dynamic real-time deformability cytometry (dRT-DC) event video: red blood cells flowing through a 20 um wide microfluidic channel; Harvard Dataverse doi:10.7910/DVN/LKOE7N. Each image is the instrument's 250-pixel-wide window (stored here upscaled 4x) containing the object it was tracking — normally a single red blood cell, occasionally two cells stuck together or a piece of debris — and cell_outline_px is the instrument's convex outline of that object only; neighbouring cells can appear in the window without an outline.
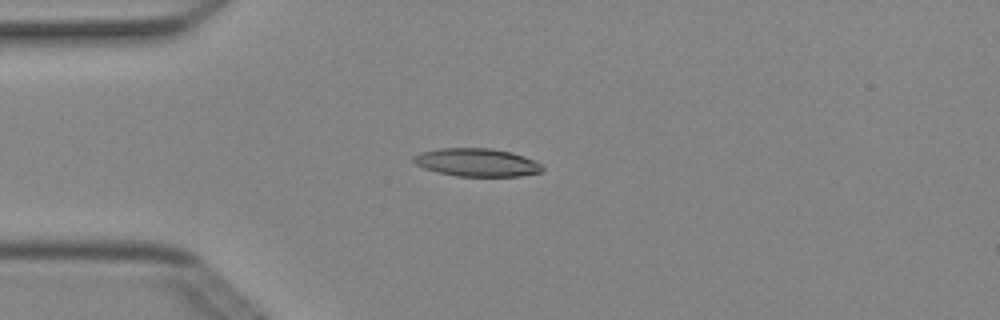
{"species": "Egyptian fruit bat (a non-hibernating species)", "species_latin": "Rousettus aegyptiacus", "temperature_condition": "cold", "stored_images_in_passage": 4, "camera_frame_rate_fps": 3000, "um_per_image_px": 0.085, "animal": {"sex": "female"}, "frame": {"image": 1, "passage_image": 4, "time_ms": 1.0, "image_size_px": [1000, 320], "cell_outline_px": [[544, 168], [540, 172], [520, 176], [456, 176], [424, 168], [416, 164], [412, 160], [420, 152], [440, 148], [492, 148], [512, 152], [524, 156], [544, 164]], "centroid_in_image_um": [40.58, 13.8], "position_along_channel_um": 44.4, "area_um2": 21.04}}